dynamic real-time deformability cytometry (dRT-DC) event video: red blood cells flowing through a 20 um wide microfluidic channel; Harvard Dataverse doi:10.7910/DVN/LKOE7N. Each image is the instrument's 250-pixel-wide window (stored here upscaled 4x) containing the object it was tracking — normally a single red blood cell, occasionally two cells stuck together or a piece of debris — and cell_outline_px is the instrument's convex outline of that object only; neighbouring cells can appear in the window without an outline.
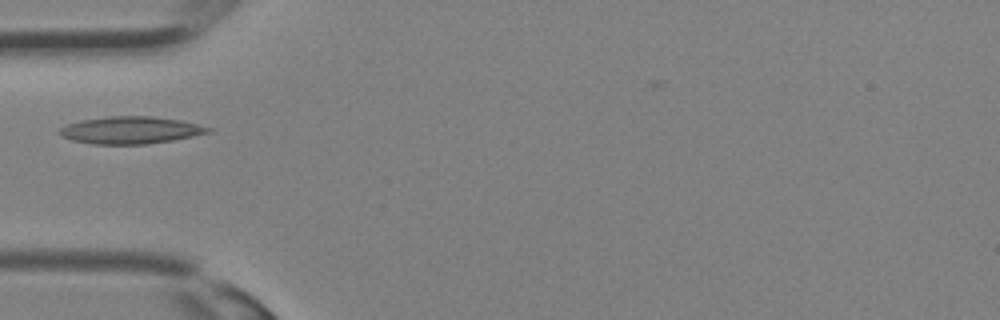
{"species": "Egyptian fruit bat (a non-hibernating species)", "species_latin": "Rousettus aegyptiacus", "temperature_condition": "room temperature", "stored_images_in_passage": 21, "camera_frame_rate_fps": 3000, "um_per_image_px": 0.085, "animal": {"sex": "female"}, "frame": {"image": 1, "passage_image": 1, "time_ms": 0.0, "image_size_px": [1000, 320], "cell_outline_px": [[212, 132], [172, 140], [148, 144], [92, 144], [72, 140], [64, 136], [60, 132], [60, 128], [68, 124], [80, 120], [108, 116], [152, 116], [180, 120], [212, 128]], "centroid_in_image_um": [11.12, 11.06], "position_along_channel_um": 73.9, "area_um2": 23.41}}
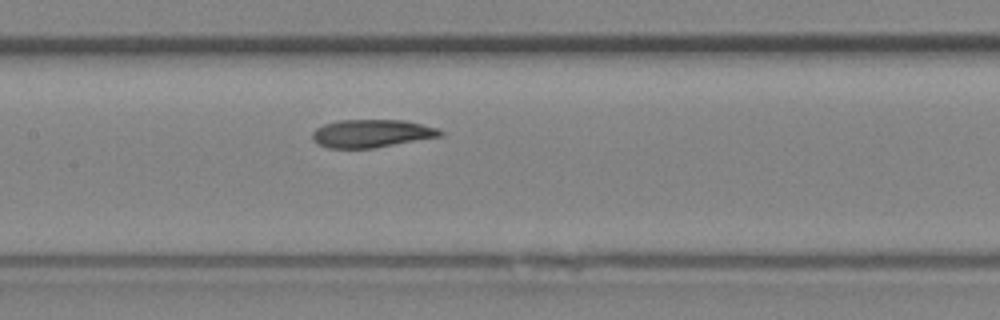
{"frame": {"image": 2, "passage_image": 6, "time_ms": 1.667, "image_size_px": [1000, 320], "cell_outline_px": [[444, 136], [372, 148], [328, 148], [316, 144], [312, 140], [312, 132], [316, 128], [324, 124], [336, 120], [404, 120], [436, 128], [444, 132]], "centroid_in_image_um": [31.55, 11.34], "position_along_channel_um": 175.8, "area_um2": 20.92}}
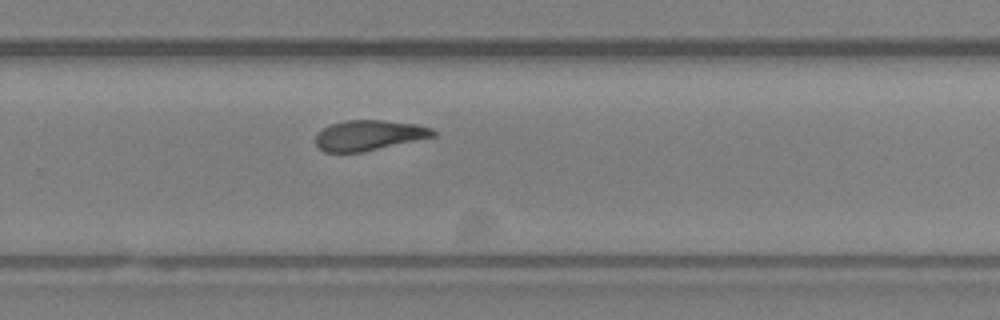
{"frame": {"image": 3, "passage_image": 12, "time_ms": 3.667, "image_size_px": [1000, 320], "cell_outline_px": [[436, 136], [360, 152], [324, 152], [316, 144], [316, 136], [324, 128], [332, 124], [344, 120], [384, 120], [416, 124], [432, 128], [436, 132]], "centroid_in_image_um": [31.38, 11.49], "position_along_channel_um": 298.4, "area_um2": 20.46}}